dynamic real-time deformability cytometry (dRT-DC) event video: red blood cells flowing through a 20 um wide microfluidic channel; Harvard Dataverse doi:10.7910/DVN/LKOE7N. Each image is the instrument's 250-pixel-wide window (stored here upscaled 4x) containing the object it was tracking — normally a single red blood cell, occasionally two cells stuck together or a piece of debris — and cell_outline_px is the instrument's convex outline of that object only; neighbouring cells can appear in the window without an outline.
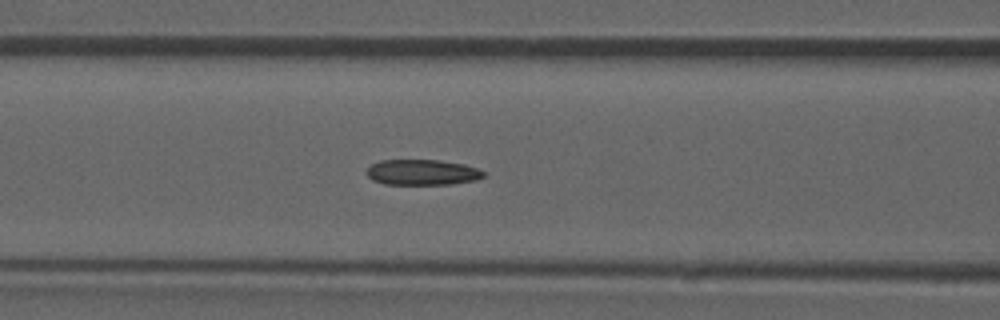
{"species": "common noctule bat (a hibernating species)", "species_latin": "Nyctalus noctula", "temperature_condition": "room temperature", "stored_images_in_passage": 38, "camera_frame_rate_fps": 3000, "um_per_image_px": 0.085, "animal": {"sex": "male", "forearm_length_mm": 52.5}, "frame": {"image": 1, "passage_image": 22, "time_ms": 7.0, "image_size_px": [1000, 320], "cell_outline_px": [[488, 172], [484, 176], [476, 180], [452, 184], [384, 184], [372, 180], [368, 176], [368, 168], [372, 164], [380, 160], [436, 160], [464, 164]], "centroid_in_image_um": [35.92, 14.65], "position_along_channel_um": 130.7, "area_um2": 17.4}}